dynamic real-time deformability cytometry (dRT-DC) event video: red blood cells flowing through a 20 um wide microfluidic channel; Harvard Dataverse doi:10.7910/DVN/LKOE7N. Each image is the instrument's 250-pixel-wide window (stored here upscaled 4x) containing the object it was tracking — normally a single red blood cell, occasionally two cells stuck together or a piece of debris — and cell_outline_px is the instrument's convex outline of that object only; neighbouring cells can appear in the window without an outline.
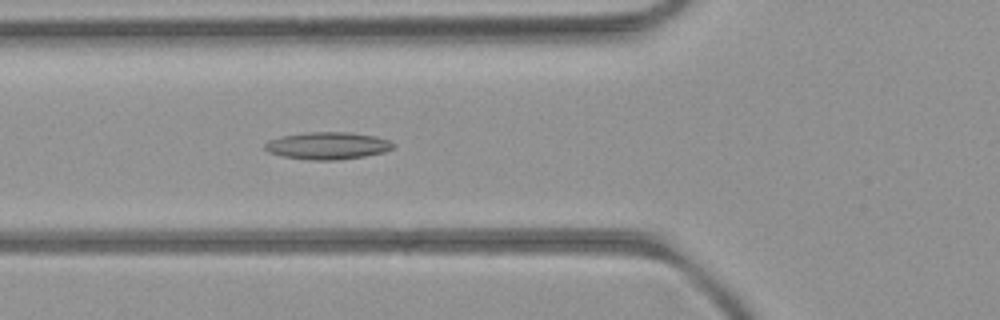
{"species": "common noctule bat (a hibernating species)", "species_latin": "Nyctalus noctula", "temperature_condition": "room temperature", "stored_images_in_passage": 32, "camera_frame_rate_fps": 3000, "um_per_image_px": 0.085, "animal": {"sex": "female", "body_mass_g": 21.9}, "frame": {"image": 1, "passage_image": 12, "time_ms": 3.667, "image_size_px": [1000, 320], "cell_outline_px": [[396, 144], [392, 148], [384, 152], [364, 156], [340, 160], [308, 160], [280, 156], [268, 152], [264, 148], [264, 144], [268, 140], [280, 136], [304, 132], [348, 132], [376, 136], [388, 140]], "centroid_in_image_um": [27.81, 12.38], "position_along_channel_um": 98.0, "area_um2": 20.63}}
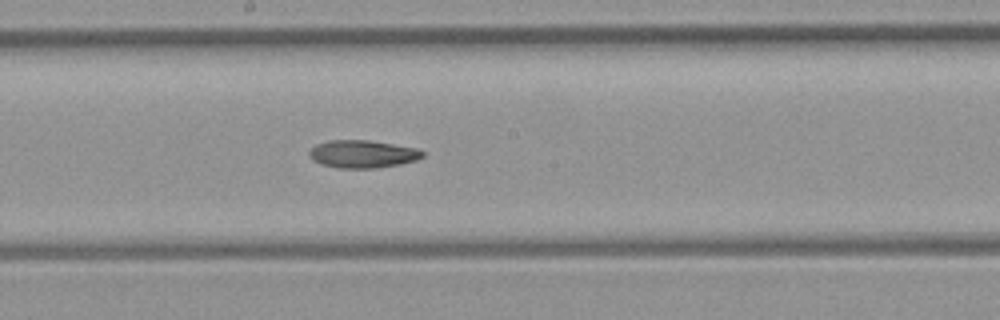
{"frame": {"image": 2, "passage_image": 21, "time_ms": 6.667, "image_size_px": [1000, 320], "cell_outline_px": [[424, 156], [416, 160], [400, 164], [376, 168], [340, 168], [320, 164], [312, 160], [308, 156], [308, 152], [316, 144], [328, 140], [368, 140], [416, 148], [424, 152]], "centroid_in_image_um": [30.78, 13.09], "position_along_channel_um": 217.4, "area_um2": 18.32}}
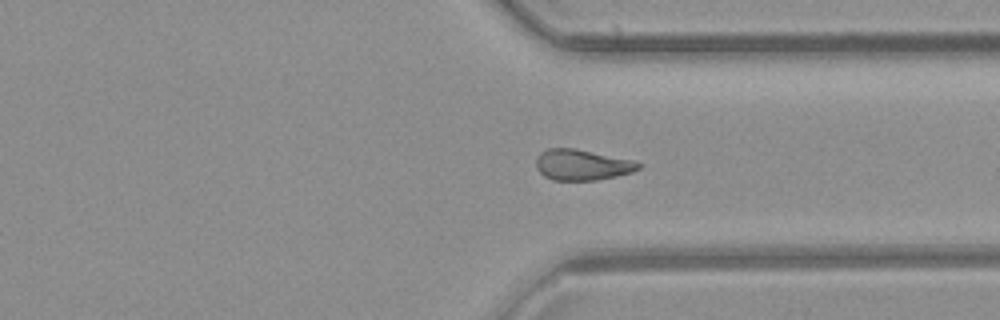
{"frame": {"image": 3, "passage_image": 32, "time_ms": 10.333, "image_size_px": [1000, 320], "cell_outline_px": [[640, 168], [632, 172], [616, 176], [596, 180], [552, 180], [544, 176], [536, 168], [536, 156], [540, 152], [548, 148], [572, 148], [632, 160], [640, 164]], "centroid_in_image_um": [49.42, 14.01], "position_along_channel_um": 362.0, "area_um2": 18.21}}